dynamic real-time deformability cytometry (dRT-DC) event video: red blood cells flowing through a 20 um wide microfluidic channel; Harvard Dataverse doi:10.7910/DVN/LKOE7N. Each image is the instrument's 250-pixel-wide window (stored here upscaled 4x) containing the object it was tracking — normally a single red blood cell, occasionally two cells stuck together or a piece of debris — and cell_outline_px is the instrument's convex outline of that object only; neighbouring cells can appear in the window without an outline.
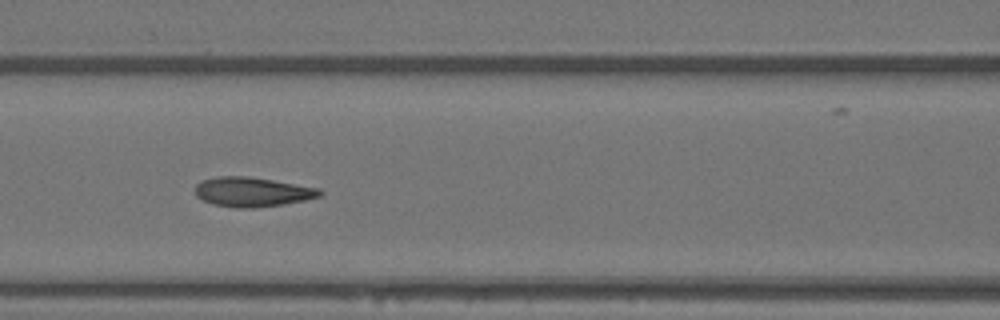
{"species": "Egyptian fruit bat (a non-hibernating species)", "species_latin": "Rousettus aegyptiacus", "temperature_condition": "warm", "stored_images_in_passage": 7, "camera_frame_rate_fps": 3000, "um_per_image_px": 0.085, "animal": {"sex": "female"}, "frame": {"image": 1, "passage_image": 6, "time_ms": 1.667, "image_size_px": [1000, 320], "cell_outline_px": [[324, 192], [320, 196], [304, 200], [284, 204], [256, 208], [236, 208], [212, 204], [196, 196], [196, 184], [200, 180], [216, 176], [248, 176], [320, 188]], "centroid_in_image_um": [21.43, 16.31], "position_along_channel_um": 145.2, "area_um2": 21.56}}